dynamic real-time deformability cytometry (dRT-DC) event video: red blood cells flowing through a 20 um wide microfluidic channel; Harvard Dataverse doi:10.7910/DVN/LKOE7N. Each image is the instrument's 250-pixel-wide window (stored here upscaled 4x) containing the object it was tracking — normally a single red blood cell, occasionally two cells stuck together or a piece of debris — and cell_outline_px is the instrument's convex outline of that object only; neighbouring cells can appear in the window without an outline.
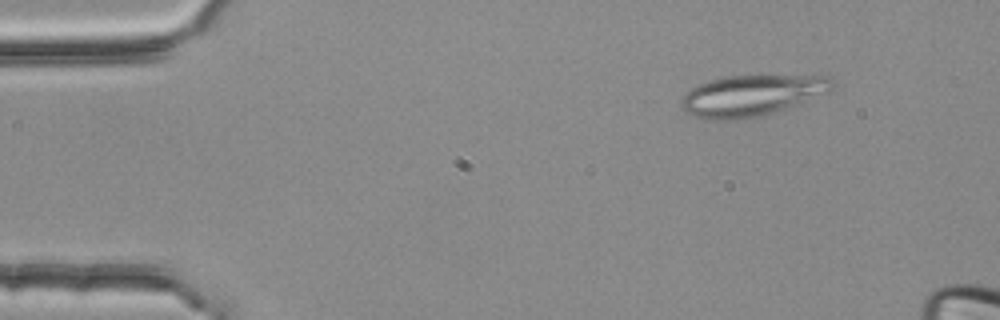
{"species": "common noctule bat (a hibernating species)", "species_latin": "Nyctalus noctula", "temperature_condition": "room temperature", "stored_images_in_passage": 4, "camera_frame_rate_fps": 3000, "um_per_image_px": 0.085, "animal": {"sex": "female", "body_mass_g": 25.1}, "frame": {"image": 1, "passage_image": 1, "time_ms": 0.0, "image_size_px": [1000, 320], "cell_outline_px": [[836, 84], [828, 92], [784, 108], [772, 112], [756, 116], [736, 120], [712, 120], [696, 116], [684, 112], [680, 108], [680, 100], [692, 88], [708, 80], [724, 76], [828, 76]], "centroid_in_image_um": [63.83, 8.11], "position_along_channel_um": 21.2, "area_um2": 35.55}}